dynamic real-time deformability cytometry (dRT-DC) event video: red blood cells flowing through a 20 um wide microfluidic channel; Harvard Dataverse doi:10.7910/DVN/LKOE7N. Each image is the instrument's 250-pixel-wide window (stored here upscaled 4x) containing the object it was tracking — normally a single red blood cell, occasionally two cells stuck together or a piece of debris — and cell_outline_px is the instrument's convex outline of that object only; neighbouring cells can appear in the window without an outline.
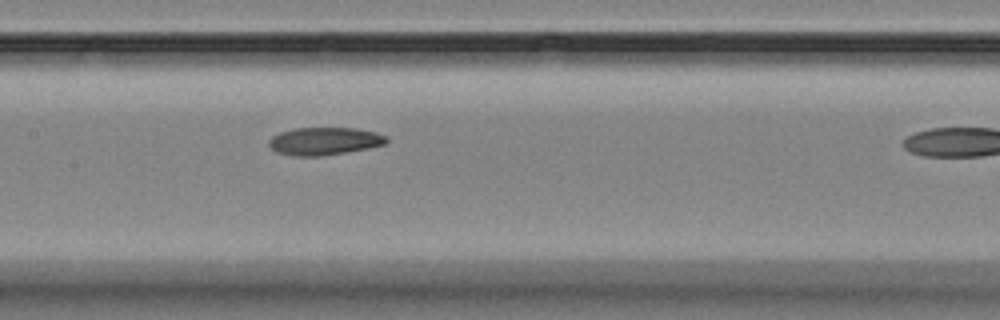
{"species": "Egyptian fruit bat (a non-hibernating species)", "species_latin": "Rousettus aegyptiacus", "temperature_condition": "room temperature", "stored_images_in_passage": 8, "camera_frame_rate_fps": 3000, "um_per_image_px": 0.085, "animal": {"sex": "female"}, "frame": {"image": 1, "passage_image": 7, "time_ms": 6.667, "image_size_px": [1000, 320], "cell_outline_px": [[388, 140], [384, 144], [368, 148], [320, 156], [292, 156], [276, 152], [268, 144], [268, 140], [272, 136], [280, 132], [296, 128], [356, 128], [376, 132], [388, 136]], "centroid_in_image_um": [27.56, 11.99], "position_along_channel_um": 179.8, "area_um2": 18.96}}